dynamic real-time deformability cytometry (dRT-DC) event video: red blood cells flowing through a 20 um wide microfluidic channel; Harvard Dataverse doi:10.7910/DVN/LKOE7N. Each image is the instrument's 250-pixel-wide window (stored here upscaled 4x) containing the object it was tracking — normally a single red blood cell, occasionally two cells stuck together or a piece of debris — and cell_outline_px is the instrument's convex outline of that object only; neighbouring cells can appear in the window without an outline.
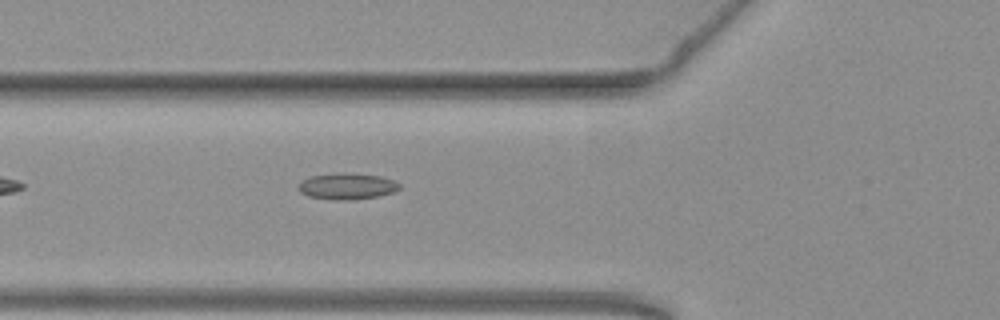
{"species": "common noctule bat (a hibernating species)", "species_latin": "Nyctalus noctula", "temperature_condition": "warm", "stored_images_in_passage": 30, "camera_frame_rate_fps": 3000, "um_per_image_px": 0.085, "animal": {"sex": "female", "body_mass_g": 19.3, "forearm_length_mm": 54.1}, "frame": {"image": 1, "passage_image": 3, "time_ms": 0.667, "image_size_px": [1000, 320], "cell_outline_px": [[400, 188], [396, 192], [376, 196], [348, 200], [336, 200], [308, 196], [300, 192], [300, 180], [312, 176], [340, 172], [344, 172], [380, 176], [392, 180], [400, 184]], "centroid_in_image_um": [29.51, 15.82], "position_along_channel_um": 96.3, "area_um2": 15.37}}
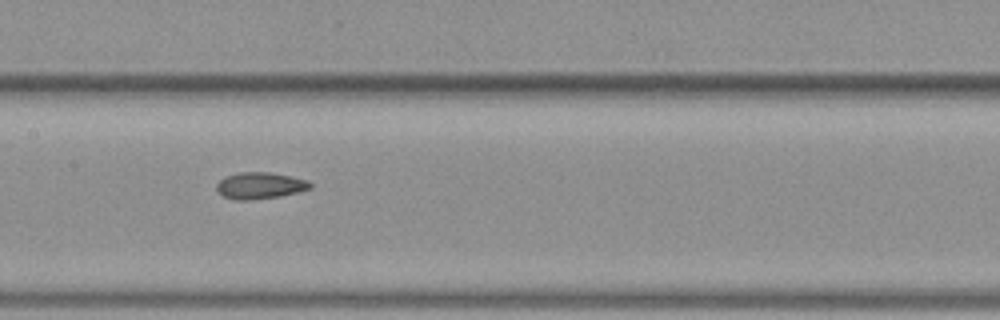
{"frame": {"image": 2, "passage_image": 10, "time_ms": 3.0, "image_size_px": [1000, 320], "cell_outline_px": [[312, 188], [280, 196], [252, 200], [236, 200], [224, 196], [216, 188], [216, 184], [220, 180], [228, 176], [240, 172], [268, 172], [308, 180], [312, 184]], "centroid_in_image_um": [22.11, 15.78], "position_along_channel_um": 185.3, "area_um2": 14.28}}
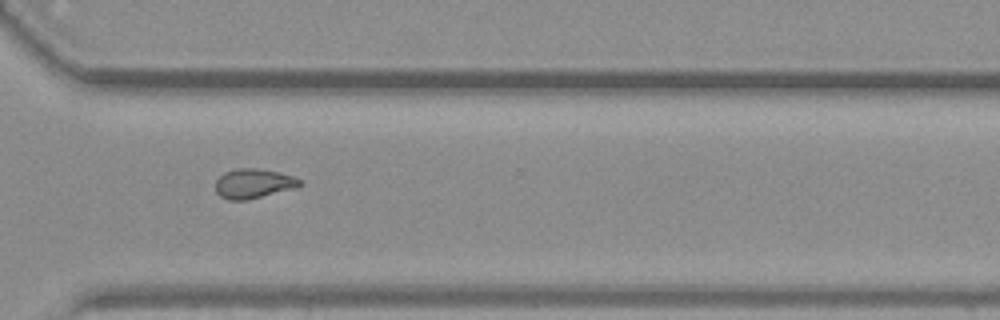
{"frame": {"image": 3, "passage_image": 23, "time_ms": 7.333, "image_size_px": [1000, 320], "cell_outline_px": [[304, 184], [292, 188], [248, 200], [228, 200], [220, 196], [216, 192], [216, 180], [224, 172], [236, 168], [256, 168], [280, 172], [292, 176], [300, 180]], "centroid_in_image_um": [21.51, 15.59], "position_along_channel_um": 349.1, "area_um2": 14.45}, "authors_computed_cell_mechanics": {"area_um2": 14.2477, "velocity_mm_per_s": 3.7925, "shape_relaxation_time_tau1_ms": null, "shape_relaxation_time_tau2_ms": 2.5631, "deformation_change_tau1": null, "deformation_change_tau2": 0.0903}}